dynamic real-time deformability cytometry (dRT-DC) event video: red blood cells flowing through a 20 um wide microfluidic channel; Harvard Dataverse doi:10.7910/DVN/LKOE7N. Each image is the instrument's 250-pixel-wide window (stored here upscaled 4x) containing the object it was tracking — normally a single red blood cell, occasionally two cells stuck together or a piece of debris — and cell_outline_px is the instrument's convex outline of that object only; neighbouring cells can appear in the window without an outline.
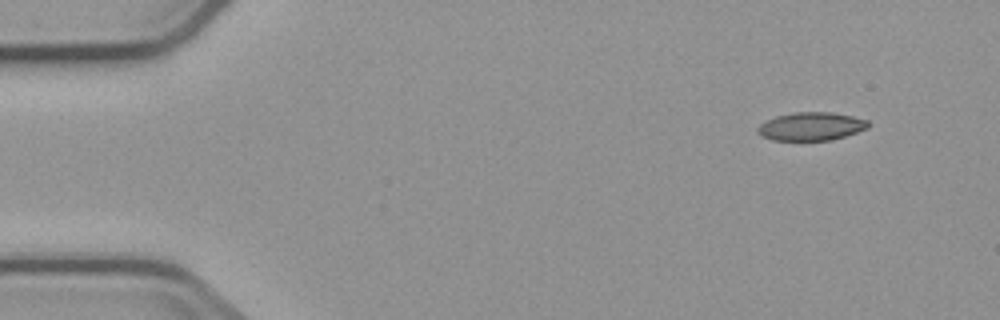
{"species": "common noctule bat (a hibernating species)", "species_latin": "Nyctalus noctula", "temperature_condition": "cold", "stored_images_in_passage": 4, "camera_frame_rate_fps": 3000, "um_per_image_px": 0.085, "animal": {"sex": "male", "body_mass_g": 23.1, "forearm_length_mm": 52.7}, "frame": {"image": 1, "passage_image": 1, "time_ms": 0.0, "image_size_px": [1000, 320], "cell_outline_px": [[868, 128], [844, 136], [828, 140], [772, 140], [756, 132], [756, 128], [760, 124], [776, 116], [792, 112], [832, 112], [852, 116], [868, 120]], "centroid_in_image_um": [68.93, 10.73], "position_along_channel_um": 16.1, "area_um2": 18.03}}
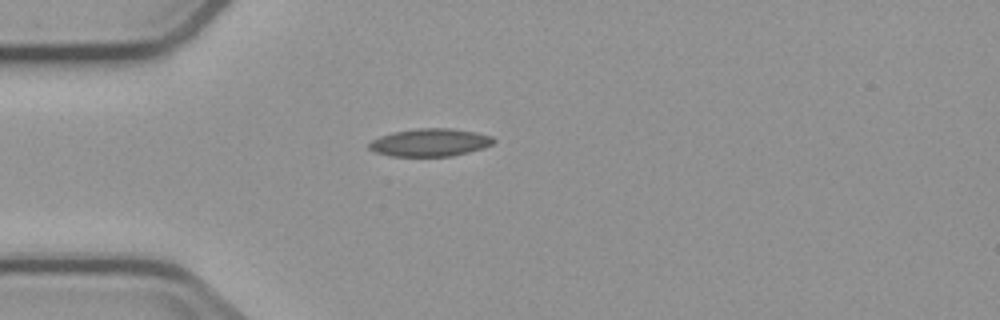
{"frame": {"image": 2, "passage_image": 3, "time_ms": 3.333, "image_size_px": [1000, 320], "cell_outline_px": [[496, 140], [492, 144], [484, 148], [452, 156], [388, 156], [376, 152], [368, 148], [368, 144], [372, 140], [380, 136], [392, 132], [416, 128], [452, 128], [476, 132], [492, 136]], "centroid_in_image_um": [36.55, 12.1], "position_along_channel_um": 48.4, "area_um2": 20.29}}